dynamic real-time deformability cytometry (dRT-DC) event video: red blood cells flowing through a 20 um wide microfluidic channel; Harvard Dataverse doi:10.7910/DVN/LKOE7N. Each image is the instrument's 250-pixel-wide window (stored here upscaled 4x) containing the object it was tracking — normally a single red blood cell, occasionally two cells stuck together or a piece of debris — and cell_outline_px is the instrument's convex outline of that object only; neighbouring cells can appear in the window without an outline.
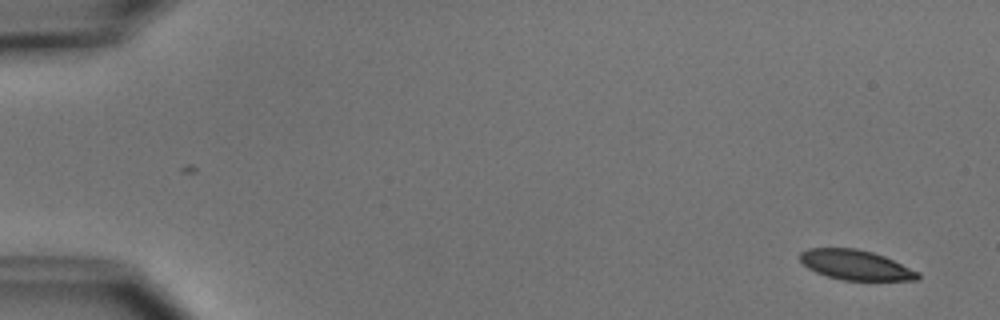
{"species": "common noctule bat (a hibernating species)", "species_latin": "Nyctalus noctula", "temperature_condition": "cold", "stored_images_in_passage": 52, "camera_frame_rate_fps": 3000, "um_per_image_px": 0.085, "animal": {"sex": "male", "body_mass_g": 15.6}, "frame": {"image": 1, "passage_image": 1, "time_ms": 0.0, "image_size_px": [1000, 320], "cell_outline_px": [[916, 276], [896, 280], [860, 280], [836, 276], [824, 272], [808, 264], [804, 260], [804, 256], [840, 252], [864, 252], [888, 260], [912, 272]], "centroid_in_image_um": [72.94, 22.64], "position_along_channel_um": 12.1, "area_um2": 15.32}}
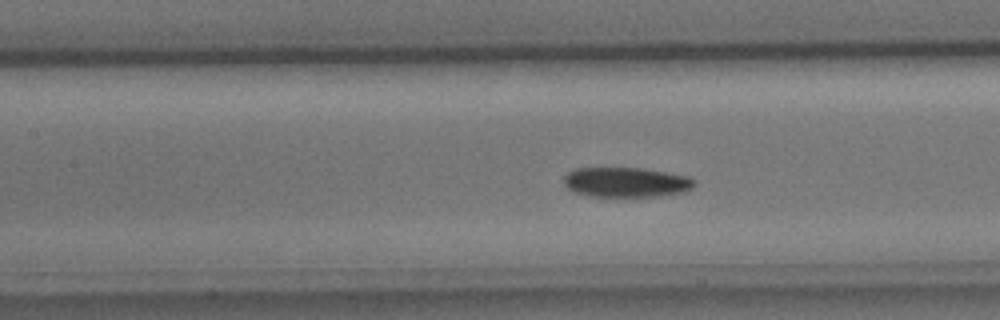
{"frame": {"image": 2, "passage_image": 23, "time_ms": 7.333, "image_size_px": [1000, 320], "cell_outline_px": [[684, 184], [672, 188], [588, 188], [572, 184], [572, 176], [580, 172], [640, 172], [664, 176], [684, 180]], "centroid_in_image_um": [53.06, 15.34], "position_along_channel_um": 154.3, "area_um2": 11.21}}
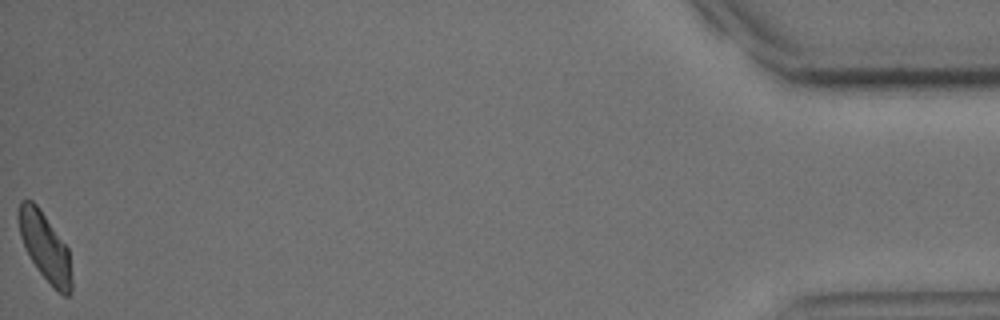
{"frame": {"image": 3, "passage_image": 52, "time_ms": 17.0, "image_size_px": [1000, 320], "cell_outline_px": [[68, 292], [56, 288], [52, 284], [36, 264], [24, 240], [20, 224], [20, 208], [32, 204], [40, 212], [68, 252]], "centroid_in_image_um": [3.83, 20.99], "position_along_channel_um": 431.4, "area_um2": 16.82}}